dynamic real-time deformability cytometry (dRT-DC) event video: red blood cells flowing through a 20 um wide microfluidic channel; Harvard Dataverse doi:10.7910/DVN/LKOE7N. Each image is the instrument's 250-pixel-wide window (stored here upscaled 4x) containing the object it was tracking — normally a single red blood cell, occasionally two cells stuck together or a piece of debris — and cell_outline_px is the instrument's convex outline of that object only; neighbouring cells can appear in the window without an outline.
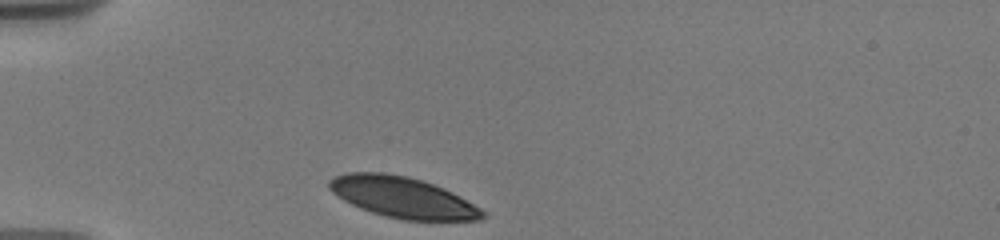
{"species": "human", "species_latin": "Homo sapiens", "temperature_condition": "warm", "stored_images_in_passage": 6, "camera_frame_rate_fps": 3000, "um_per_image_px": 0.085, "donor": {"sex": "male"}, "frame": {"image": 1, "passage_image": 1, "time_ms": 0.0, "image_size_px": [1000, 240], "cell_outline_px": [[488, 216], [480, 220], [404, 220], [384, 216], [360, 208], [344, 200], [332, 192], [328, 188], [328, 180], [336, 176], [348, 172], [384, 172], [408, 176], [444, 188], [452, 192], [488, 212]], "centroid_in_image_um": [34.24, 16.78], "position_along_channel_um": 50.8, "area_um2": 36.59}}
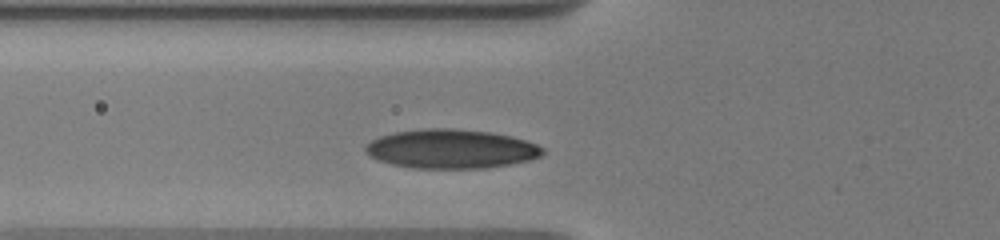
{"frame": {"image": 2, "passage_image": 4, "time_ms": 1.667, "image_size_px": [1000, 240], "cell_outline_px": [[544, 152], [540, 156], [528, 160], [512, 164], [488, 168], [412, 168], [392, 164], [380, 160], [372, 156], [364, 148], [372, 140], [380, 136], [396, 132], [428, 128], [452, 128], [488, 132], [512, 136], [536, 144], [544, 148]], "centroid_in_image_um": [38.38, 12.66], "position_along_channel_um": 87.4, "area_um2": 40.06}}
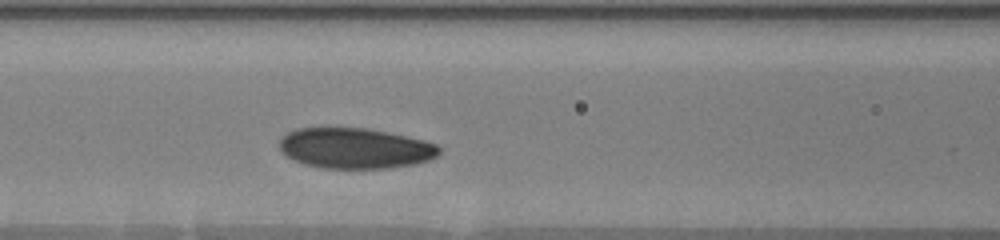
{"frame": {"image": 3, "passage_image": 6, "time_ms": 3.0, "image_size_px": [1000, 240], "cell_outline_px": [[440, 152], [436, 156], [428, 160], [416, 164], [388, 168], [320, 168], [304, 164], [288, 156], [280, 148], [280, 140], [288, 132], [296, 128], [368, 128], [388, 132], [424, 140], [436, 144], [440, 148]], "centroid_in_image_um": [30.21, 12.6], "position_along_channel_um": 136.4, "area_um2": 37.57}}